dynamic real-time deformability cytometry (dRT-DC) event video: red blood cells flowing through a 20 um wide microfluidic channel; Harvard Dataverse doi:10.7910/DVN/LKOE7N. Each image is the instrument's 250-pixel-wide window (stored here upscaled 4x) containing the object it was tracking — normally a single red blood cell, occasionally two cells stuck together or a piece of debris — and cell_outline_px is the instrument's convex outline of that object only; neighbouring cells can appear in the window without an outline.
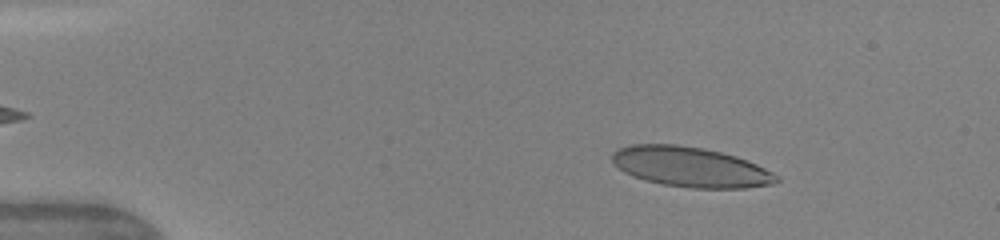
{"species": "human", "species_latin": "Homo sapiens", "temperature_condition": "warm", "stored_images_in_passage": 43, "camera_frame_rate_fps": 3000, "um_per_image_px": 0.085, "donor": {"sex": "female"}, "frame": {"image": 1, "passage_image": 3, "time_ms": 0.667, "image_size_px": [1000, 240], "cell_outline_px": [[780, 180], [772, 184], [744, 188], [692, 188], [660, 184], [624, 172], [612, 164], [612, 152], [620, 148], [632, 144], [676, 144], [704, 148], [736, 156], [748, 160], [772, 172]], "centroid_in_image_um": [58.67, 14.18], "position_along_channel_um": 26.3, "area_um2": 38.21}}
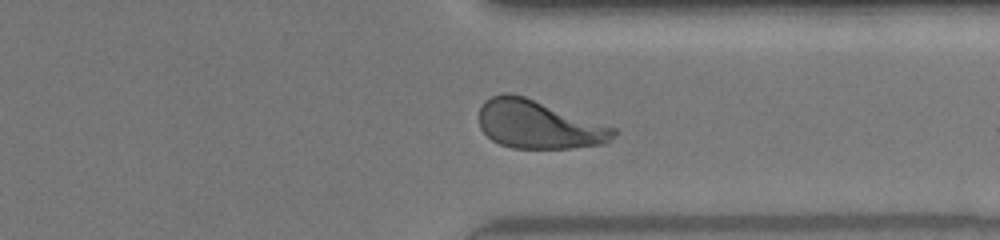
{"frame": {"image": 2, "passage_image": 33, "time_ms": 10.667, "image_size_px": [1000, 240], "cell_outline_px": [[620, 132], [616, 136], [604, 144], [572, 148], [512, 148], [500, 144], [492, 140], [480, 128], [480, 108], [484, 100], [492, 96], [504, 92], [508, 92], [524, 96], [616, 128]], "centroid_in_image_um": [45.79, 10.59], "position_along_channel_um": 365.6, "area_um2": 37.86}}
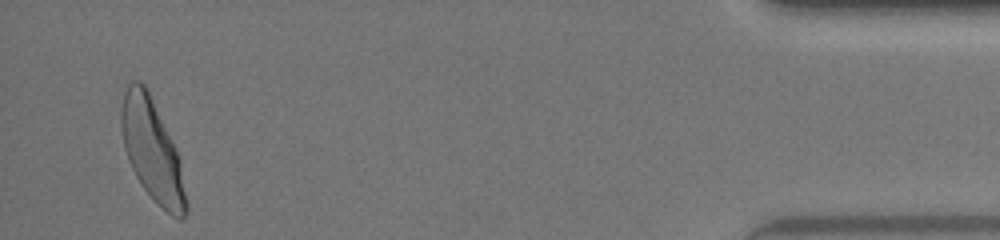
{"frame": {"image": 3, "passage_image": 42, "time_ms": 13.667, "image_size_px": [1000, 240], "cell_outline_px": [[188, 212], [180, 220], [172, 216], [144, 188], [136, 176], [128, 160], [124, 148], [120, 128], [120, 112], [124, 92], [128, 84], [132, 80], [140, 80], [144, 84], [148, 92], [180, 160], [188, 200]], "centroid_in_image_um": [12.92, 12.8], "position_along_channel_um": 422.3, "area_um2": 37.69}, "authors_computed_cell_mechanics": {"area_um2": 37.9746, "velocity_mm_per_s": 4.1898, "shape_relaxation_time_tau1_ms": 3.2224, "shape_relaxation_time_tau2_ms": null, "deformation_change_tau1": 0.1592, "deformation_change_tau2": null}}